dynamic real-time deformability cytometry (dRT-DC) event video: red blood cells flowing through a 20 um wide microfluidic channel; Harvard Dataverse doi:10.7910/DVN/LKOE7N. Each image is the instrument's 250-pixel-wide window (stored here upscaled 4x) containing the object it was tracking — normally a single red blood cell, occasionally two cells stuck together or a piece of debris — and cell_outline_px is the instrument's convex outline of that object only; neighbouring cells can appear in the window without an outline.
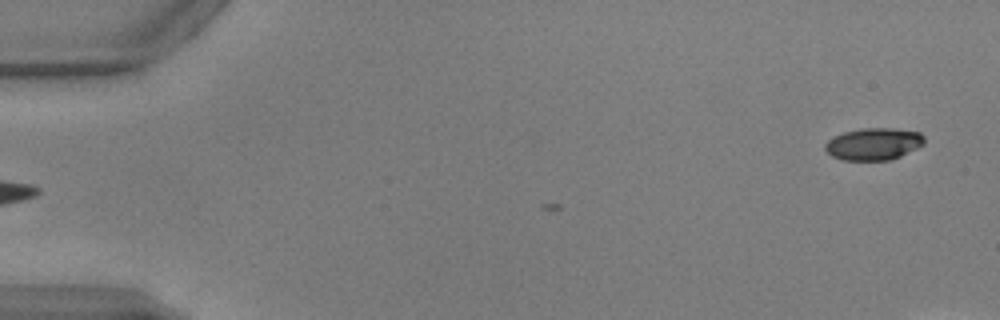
{"species": "common noctule bat (a hibernating species)", "species_latin": "Nyctalus noctula", "temperature_condition": "warm", "stored_images_in_passage": 6, "camera_frame_rate_fps": 3000, "um_per_image_px": 0.085, "animal": {"sex": "male", "body_mass_g": 17.9, "forearm_length_mm": 54.2}, "frame": {"image": 1, "passage_image": 1, "time_ms": 0.0, "image_size_px": [1000, 320], "cell_outline_px": [[924, 144], [892, 160], [840, 160], [832, 156], [824, 148], [824, 144], [828, 140], [844, 132], [860, 128], [892, 128], [920, 132], [924, 136]], "centroid_in_image_um": [74.25, 12.24], "position_along_channel_um": 10.7, "area_um2": 18.55}}